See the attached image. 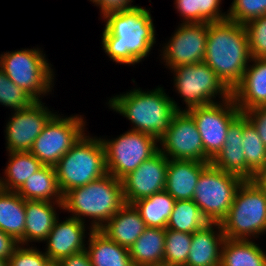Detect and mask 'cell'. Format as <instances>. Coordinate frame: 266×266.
<instances>
[{
  "instance_id": "cell-31",
  "label": "cell",
  "mask_w": 266,
  "mask_h": 266,
  "mask_svg": "<svg viewBox=\"0 0 266 266\" xmlns=\"http://www.w3.org/2000/svg\"><path fill=\"white\" fill-rule=\"evenodd\" d=\"M221 0H175V9L182 23H211L227 19L228 12L220 9Z\"/></svg>"
},
{
  "instance_id": "cell-33",
  "label": "cell",
  "mask_w": 266,
  "mask_h": 266,
  "mask_svg": "<svg viewBox=\"0 0 266 266\" xmlns=\"http://www.w3.org/2000/svg\"><path fill=\"white\" fill-rule=\"evenodd\" d=\"M243 144L246 160V180H253L254 175L266 166V146L259 137L254 125L243 114Z\"/></svg>"
},
{
  "instance_id": "cell-16",
  "label": "cell",
  "mask_w": 266,
  "mask_h": 266,
  "mask_svg": "<svg viewBox=\"0 0 266 266\" xmlns=\"http://www.w3.org/2000/svg\"><path fill=\"white\" fill-rule=\"evenodd\" d=\"M168 158L158 151L121 179L125 203L165 191Z\"/></svg>"
},
{
  "instance_id": "cell-12",
  "label": "cell",
  "mask_w": 266,
  "mask_h": 266,
  "mask_svg": "<svg viewBox=\"0 0 266 266\" xmlns=\"http://www.w3.org/2000/svg\"><path fill=\"white\" fill-rule=\"evenodd\" d=\"M201 135L204 153L212 161L222 150L230 124L242 113L232 95L223 101L186 111Z\"/></svg>"
},
{
  "instance_id": "cell-40",
  "label": "cell",
  "mask_w": 266,
  "mask_h": 266,
  "mask_svg": "<svg viewBox=\"0 0 266 266\" xmlns=\"http://www.w3.org/2000/svg\"><path fill=\"white\" fill-rule=\"evenodd\" d=\"M132 2L133 0H101L96 6L100 8V16L104 18L110 13L129 11L138 7L137 5H131Z\"/></svg>"
},
{
  "instance_id": "cell-37",
  "label": "cell",
  "mask_w": 266,
  "mask_h": 266,
  "mask_svg": "<svg viewBox=\"0 0 266 266\" xmlns=\"http://www.w3.org/2000/svg\"><path fill=\"white\" fill-rule=\"evenodd\" d=\"M252 58L266 59V14L244 24Z\"/></svg>"
},
{
  "instance_id": "cell-23",
  "label": "cell",
  "mask_w": 266,
  "mask_h": 266,
  "mask_svg": "<svg viewBox=\"0 0 266 266\" xmlns=\"http://www.w3.org/2000/svg\"><path fill=\"white\" fill-rule=\"evenodd\" d=\"M62 209V203L37 200H26L25 213V245L30 242H41L48 234L58 218L56 208ZM28 243V244H27Z\"/></svg>"
},
{
  "instance_id": "cell-42",
  "label": "cell",
  "mask_w": 266,
  "mask_h": 266,
  "mask_svg": "<svg viewBox=\"0 0 266 266\" xmlns=\"http://www.w3.org/2000/svg\"><path fill=\"white\" fill-rule=\"evenodd\" d=\"M18 246L19 242L0 230V258L8 261Z\"/></svg>"
},
{
  "instance_id": "cell-27",
  "label": "cell",
  "mask_w": 266,
  "mask_h": 266,
  "mask_svg": "<svg viewBox=\"0 0 266 266\" xmlns=\"http://www.w3.org/2000/svg\"><path fill=\"white\" fill-rule=\"evenodd\" d=\"M164 247L165 229L147 227L128 249L134 266H149L164 260Z\"/></svg>"
},
{
  "instance_id": "cell-44",
  "label": "cell",
  "mask_w": 266,
  "mask_h": 266,
  "mask_svg": "<svg viewBox=\"0 0 266 266\" xmlns=\"http://www.w3.org/2000/svg\"><path fill=\"white\" fill-rule=\"evenodd\" d=\"M149 266H181V265H175V264H171L165 261L159 262L157 264H153V265H149Z\"/></svg>"
},
{
  "instance_id": "cell-8",
  "label": "cell",
  "mask_w": 266,
  "mask_h": 266,
  "mask_svg": "<svg viewBox=\"0 0 266 266\" xmlns=\"http://www.w3.org/2000/svg\"><path fill=\"white\" fill-rule=\"evenodd\" d=\"M243 181L241 177L222 171L210 163L200 174L193 201L210 223H221Z\"/></svg>"
},
{
  "instance_id": "cell-25",
  "label": "cell",
  "mask_w": 266,
  "mask_h": 266,
  "mask_svg": "<svg viewBox=\"0 0 266 266\" xmlns=\"http://www.w3.org/2000/svg\"><path fill=\"white\" fill-rule=\"evenodd\" d=\"M24 200L16 191L0 188V230L13 237L19 245L25 246Z\"/></svg>"
},
{
  "instance_id": "cell-14",
  "label": "cell",
  "mask_w": 266,
  "mask_h": 266,
  "mask_svg": "<svg viewBox=\"0 0 266 266\" xmlns=\"http://www.w3.org/2000/svg\"><path fill=\"white\" fill-rule=\"evenodd\" d=\"M208 23H181L161 54L165 65L170 69L182 65L199 63L206 54Z\"/></svg>"
},
{
  "instance_id": "cell-1",
  "label": "cell",
  "mask_w": 266,
  "mask_h": 266,
  "mask_svg": "<svg viewBox=\"0 0 266 266\" xmlns=\"http://www.w3.org/2000/svg\"><path fill=\"white\" fill-rule=\"evenodd\" d=\"M102 47L116 64L136 65L150 54L156 30L148 9L141 6L104 17Z\"/></svg>"
},
{
  "instance_id": "cell-28",
  "label": "cell",
  "mask_w": 266,
  "mask_h": 266,
  "mask_svg": "<svg viewBox=\"0 0 266 266\" xmlns=\"http://www.w3.org/2000/svg\"><path fill=\"white\" fill-rule=\"evenodd\" d=\"M251 240L226 238L220 266H266V253Z\"/></svg>"
},
{
  "instance_id": "cell-39",
  "label": "cell",
  "mask_w": 266,
  "mask_h": 266,
  "mask_svg": "<svg viewBox=\"0 0 266 266\" xmlns=\"http://www.w3.org/2000/svg\"><path fill=\"white\" fill-rule=\"evenodd\" d=\"M242 113L254 125L259 137L266 146V106L254 107Z\"/></svg>"
},
{
  "instance_id": "cell-43",
  "label": "cell",
  "mask_w": 266,
  "mask_h": 266,
  "mask_svg": "<svg viewBox=\"0 0 266 266\" xmlns=\"http://www.w3.org/2000/svg\"><path fill=\"white\" fill-rule=\"evenodd\" d=\"M266 195V166L260 169L252 180Z\"/></svg>"
},
{
  "instance_id": "cell-38",
  "label": "cell",
  "mask_w": 266,
  "mask_h": 266,
  "mask_svg": "<svg viewBox=\"0 0 266 266\" xmlns=\"http://www.w3.org/2000/svg\"><path fill=\"white\" fill-rule=\"evenodd\" d=\"M8 266H54L49 257L35 246L19 245L10 256Z\"/></svg>"
},
{
  "instance_id": "cell-5",
  "label": "cell",
  "mask_w": 266,
  "mask_h": 266,
  "mask_svg": "<svg viewBox=\"0 0 266 266\" xmlns=\"http://www.w3.org/2000/svg\"><path fill=\"white\" fill-rule=\"evenodd\" d=\"M54 167L63 195L103 177L107 171L101 138L84 134Z\"/></svg>"
},
{
  "instance_id": "cell-24",
  "label": "cell",
  "mask_w": 266,
  "mask_h": 266,
  "mask_svg": "<svg viewBox=\"0 0 266 266\" xmlns=\"http://www.w3.org/2000/svg\"><path fill=\"white\" fill-rule=\"evenodd\" d=\"M88 247L92 266H134L129 249L112 241L101 230H89Z\"/></svg>"
},
{
  "instance_id": "cell-36",
  "label": "cell",
  "mask_w": 266,
  "mask_h": 266,
  "mask_svg": "<svg viewBox=\"0 0 266 266\" xmlns=\"http://www.w3.org/2000/svg\"><path fill=\"white\" fill-rule=\"evenodd\" d=\"M227 11V19L239 24L266 14V0H233Z\"/></svg>"
},
{
  "instance_id": "cell-4",
  "label": "cell",
  "mask_w": 266,
  "mask_h": 266,
  "mask_svg": "<svg viewBox=\"0 0 266 266\" xmlns=\"http://www.w3.org/2000/svg\"><path fill=\"white\" fill-rule=\"evenodd\" d=\"M125 204L122 182L107 173L85 186L74 188L63 195L62 210L84 222L89 217L90 230H100Z\"/></svg>"
},
{
  "instance_id": "cell-7",
  "label": "cell",
  "mask_w": 266,
  "mask_h": 266,
  "mask_svg": "<svg viewBox=\"0 0 266 266\" xmlns=\"http://www.w3.org/2000/svg\"><path fill=\"white\" fill-rule=\"evenodd\" d=\"M39 48L2 53L0 67L6 76L27 92L35 101L52 91L54 69ZM44 95V96H43Z\"/></svg>"
},
{
  "instance_id": "cell-26",
  "label": "cell",
  "mask_w": 266,
  "mask_h": 266,
  "mask_svg": "<svg viewBox=\"0 0 266 266\" xmlns=\"http://www.w3.org/2000/svg\"><path fill=\"white\" fill-rule=\"evenodd\" d=\"M16 192L24 200L62 203L63 198L58 186L55 167L50 165H43Z\"/></svg>"
},
{
  "instance_id": "cell-46",
  "label": "cell",
  "mask_w": 266,
  "mask_h": 266,
  "mask_svg": "<svg viewBox=\"0 0 266 266\" xmlns=\"http://www.w3.org/2000/svg\"><path fill=\"white\" fill-rule=\"evenodd\" d=\"M93 4H94V6L95 5H97L101 0H90Z\"/></svg>"
},
{
  "instance_id": "cell-6",
  "label": "cell",
  "mask_w": 266,
  "mask_h": 266,
  "mask_svg": "<svg viewBox=\"0 0 266 266\" xmlns=\"http://www.w3.org/2000/svg\"><path fill=\"white\" fill-rule=\"evenodd\" d=\"M221 226L228 239L251 240L265 234L266 195L252 180L239 186Z\"/></svg>"
},
{
  "instance_id": "cell-13",
  "label": "cell",
  "mask_w": 266,
  "mask_h": 266,
  "mask_svg": "<svg viewBox=\"0 0 266 266\" xmlns=\"http://www.w3.org/2000/svg\"><path fill=\"white\" fill-rule=\"evenodd\" d=\"M159 151L168 159L211 163L205 155L202 138L194 119L186 111H177L167 132L159 139Z\"/></svg>"
},
{
  "instance_id": "cell-18",
  "label": "cell",
  "mask_w": 266,
  "mask_h": 266,
  "mask_svg": "<svg viewBox=\"0 0 266 266\" xmlns=\"http://www.w3.org/2000/svg\"><path fill=\"white\" fill-rule=\"evenodd\" d=\"M241 82L231 95L241 112L266 106V59L251 58Z\"/></svg>"
},
{
  "instance_id": "cell-17",
  "label": "cell",
  "mask_w": 266,
  "mask_h": 266,
  "mask_svg": "<svg viewBox=\"0 0 266 266\" xmlns=\"http://www.w3.org/2000/svg\"><path fill=\"white\" fill-rule=\"evenodd\" d=\"M59 221L58 217L45 240L47 248L44 253L54 265L62 258L86 250L87 224L71 216Z\"/></svg>"
},
{
  "instance_id": "cell-29",
  "label": "cell",
  "mask_w": 266,
  "mask_h": 266,
  "mask_svg": "<svg viewBox=\"0 0 266 266\" xmlns=\"http://www.w3.org/2000/svg\"><path fill=\"white\" fill-rule=\"evenodd\" d=\"M4 177H0V188L7 191H17L25 181L40 170L43 164L29 151L9 152Z\"/></svg>"
},
{
  "instance_id": "cell-3",
  "label": "cell",
  "mask_w": 266,
  "mask_h": 266,
  "mask_svg": "<svg viewBox=\"0 0 266 266\" xmlns=\"http://www.w3.org/2000/svg\"><path fill=\"white\" fill-rule=\"evenodd\" d=\"M108 100L109 109L131 121L133 127L130 130L149 134L158 140L169 129L175 113L183 111L160 86L151 91L135 87Z\"/></svg>"
},
{
  "instance_id": "cell-45",
  "label": "cell",
  "mask_w": 266,
  "mask_h": 266,
  "mask_svg": "<svg viewBox=\"0 0 266 266\" xmlns=\"http://www.w3.org/2000/svg\"><path fill=\"white\" fill-rule=\"evenodd\" d=\"M0 266H8V261L0 258Z\"/></svg>"
},
{
  "instance_id": "cell-21",
  "label": "cell",
  "mask_w": 266,
  "mask_h": 266,
  "mask_svg": "<svg viewBox=\"0 0 266 266\" xmlns=\"http://www.w3.org/2000/svg\"><path fill=\"white\" fill-rule=\"evenodd\" d=\"M146 228L135 206L125 203L100 230L112 241L129 248Z\"/></svg>"
},
{
  "instance_id": "cell-19",
  "label": "cell",
  "mask_w": 266,
  "mask_h": 266,
  "mask_svg": "<svg viewBox=\"0 0 266 266\" xmlns=\"http://www.w3.org/2000/svg\"><path fill=\"white\" fill-rule=\"evenodd\" d=\"M225 239L221 223H209L195 231L185 266H220Z\"/></svg>"
},
{
  "instance_id": "cell-20",
  "label": "cell",
  "mask_w": 266,
  "mask_h": 266,
  "mask_svg": "<svg viewBox=\"0 0 266 266\" xmlns=\"http://www.w3.org/2000/svg\"><path fill=\"white\" fill-rule=\"evenodd\" d=\"M210 163L168 159L165 191L177 200H193L195 186Z\"/></svg>"
},
{
  "instance_id": "cell-11",
  "label": "cell",
  "mask_w": 266,
  "mask_h": 266,
  "mask_svg": "<svg viewBox=\"0 0 266 266\" xmlns=\"http://www.w3.org/2000/svg\"><path fill=\"white\" fill-rule=\"evenodd\" d=\"M85 122L82 115L61 117L60 114H55L35 139L29 152L43 165L55 166L86 134Z\"/></svg>"
},
{
  "instance_id": "cell-10",
  "label": "cell",
  "mask_w": 266,
  "mask_h": 266,
  "mask_svg": "<svg viewBox=\"0 0 266 266\" xmlns=\"http://www.w3.org/2000/svg\"><path fill=\"white\" fill-rule=\"evenodd\" d=\"M172 71L175 75L173 85L187 106L183 111L215 103L217 95L222 101L231 96V91L204 61L178 66Z\"/></svg>"
},
{
  "instance_id": "cell-32",
  "label": "cell",
  "mask_w": 266,
  "mask_h": 266,
  "mask_svg": "<svg viewBox=\"0 0 266 266\" xmlns=\"http://www.w3.org/2000/svg\"><path fill=\"white\" fill-rule=\"evenodd\" d=\"M209 223L193 200H177L166 229L193 234Z\"/></svg>"
},
{
  "instance_id": "cell-30",
  "label": "cell",
  "mask_w": 266,
  "mask_h": 266,
  "mask_svg": "<svg viewBox=\"0 0 266 266\" xmlns=\"http://www.w3.org/2000/svg\"><path fill=\"white\" fill-rule=\"evenodd\" d=\"M175 201L168 192L163 191L135 201L133 205L147 227L166 229Z\"/></svg>"
},
{
  "instance_id": "cell-9",
  "label": "cell",
  "mask_w": 266,
  "mask_h": 266,
  "mask_svg": "<svg viewBox=\"0 0 266 266\" xmlns=\"http://www.w3.org/2000/svg\"><path fill=\"white\" fill-rule=\"evenodd\" d=\"M101 141L106 171L120 180L159 151V140L139 131L128 130L117 138Z\"/></svg>"
},
{
  "instance_id": "cell-35",
  "label": "cell",
  "mask_w": 266,
  "mask_h": 266,
  "mask_svg": "<svg viewBox=\"0 0 266 266\" xmlns=\"http://www.w3.org/2000/svg\"><path fill=\"white\" fill-rule=\"evenodd\" d=\"M35 100L13 83L0 67V104L12 111L28 108Z\"/></svg>"
},
{
  "instance_id": "cell-22",
  "label": "cell",
  "mask_w": 266,
  "mask_h": 266,
  "mask_svg": "<svg viewBox=\"0 0 266 266\" xmlns=\"http://www.w3.org/2000/svg\"><path fill=\"white\" fill-rule=\"evenodd\" d=\"M243 113L229 126L222 150L211 161L216 167L246 180V160L242 148Z\"/></svg>"
},
{
  "instance_id": "cell-34",
  "label": "cell",
  "mask_w": 266,
  "mask_h": 266,
  "mask_svg": "<svg viewBox=\"0 0 266 266\" xmlns=\"http://www.w3.org/2000/svg\"><path fill=\"white\" fill-rule=\"evenodd\" d=\"M192 234L165 229V262L185 266L189 255Z\"/></svg>"
},
{
  "instance_id": "cell-15",
  "label": "cell",
  "mask_w": 266,
  "mask_h": 266,
  "mask_svg": "<svg viewBox=\"0 0 266 266\" xmlns=\"http://www.w3.org/2000/svg\"><path fill=\"white\" fill-rule=\"evenodd\" d=\"M42 101L14 111L6 124L5 140L8 152L30 151L48 121L55 115Z\"/></svg>"
},
{
  "instance_id": "cell-41",
  "label": "cell",
  "mask_w": 266,
  "mask_h": 266,
  "mask_svg": "<svg viewBox=\"0 0 266 266\" xmlns=\"http://www.w3.org/2000/svg\"><path fill=\"white\" fill-rule=\"evenodd\" d=\"M54 266H92L86 250L62 258Z\"/></svg>"
},
{
  "instance_id": "cell-2",
  "label": "cell",
  "mask_w": 266,
  "mask_h": 266,
  "mask_svg": "<svg viewBox=\"0 0 266 266\" xmlns=\"http://www.w3.org/2000/svg\"><path fill=\"white\" fill-rule=\"evenodd\" d=\"M244 24L225 19L208 23L204 62L232 92L251 62Z\"/></svg>"
}]
</instances>
